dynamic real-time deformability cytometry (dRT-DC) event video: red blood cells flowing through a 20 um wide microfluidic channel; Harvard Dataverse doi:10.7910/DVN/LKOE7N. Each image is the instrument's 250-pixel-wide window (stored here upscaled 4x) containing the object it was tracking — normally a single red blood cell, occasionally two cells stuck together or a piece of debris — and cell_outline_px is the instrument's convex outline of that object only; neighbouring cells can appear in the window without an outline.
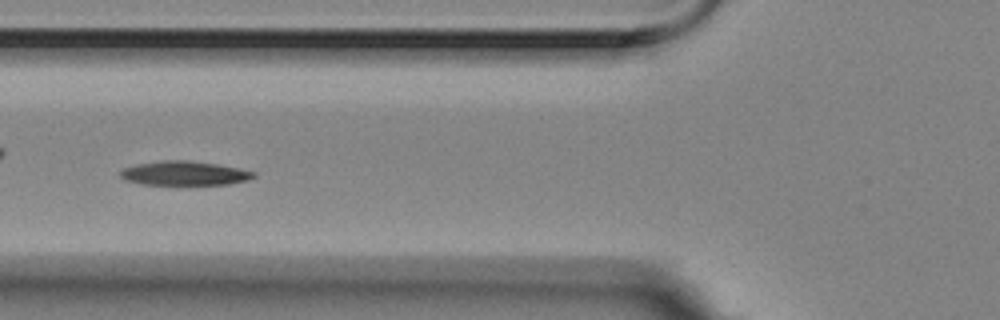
{"species": "Egyptian fruit bat (a non-hibernating species)", "species_latin": "Rousettus aegyptiacus", "temperature_condition": "room temperature", "stored_images_in_passage": 6, "camera_frame_rate_fps": 3000, "um_per_image_px": 0.085, "animal": {"sex": "female"}, "frame": {"image": 1, "passage_image": 6, "time_ms": 1.667, "image_size_px": [1000, 320], "cell_outline_px": [[256, 176], [248, 180], [228, 184], [140, 184], [124, 180], [120, 176], [120, 172], [124, 168], [136, 164], [160, 160], [188, 160], [216, 164], [256, 172]], "centroid_in_image_um": [15.64, 14.72], "position_along_channel_um": 110.2, "area_um2": 18.67}}